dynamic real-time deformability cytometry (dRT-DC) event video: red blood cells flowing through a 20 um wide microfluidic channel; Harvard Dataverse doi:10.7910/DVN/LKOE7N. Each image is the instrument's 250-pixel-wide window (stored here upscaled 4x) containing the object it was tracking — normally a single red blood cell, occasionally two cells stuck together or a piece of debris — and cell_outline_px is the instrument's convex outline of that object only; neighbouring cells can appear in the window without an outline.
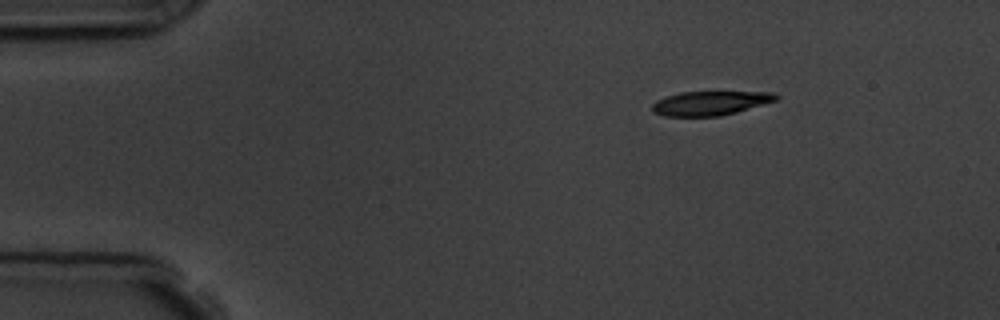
{"species": "common noctule bat (a hibernating species)", "species_latin": "Nyctalus noctula", "temperature_condition": "room temperature", "stored_images_in_passage": 4, "camera_frame_rate_fps": 3000, "um_per_image_px": 0.085, "animal": {"sex": "male", "body_mass_g": 19.5, "forearm_length_mm": 54.6}, "frame": {"image": 1, "passage_image": 1, "time_ms": 0.0, "image_size_px": [1000, 320], "cell_outline_px": [[780, 96], [776, 100], [736, 112], [720, 116], [664, 116], [652, 112], [652, 104], [656, 100], [680, 92], [772, 92]], "centroid_in_image_um": [60.34, 8.77], "position_along_channel_um": 24.7, "area_um2": 17.28}}
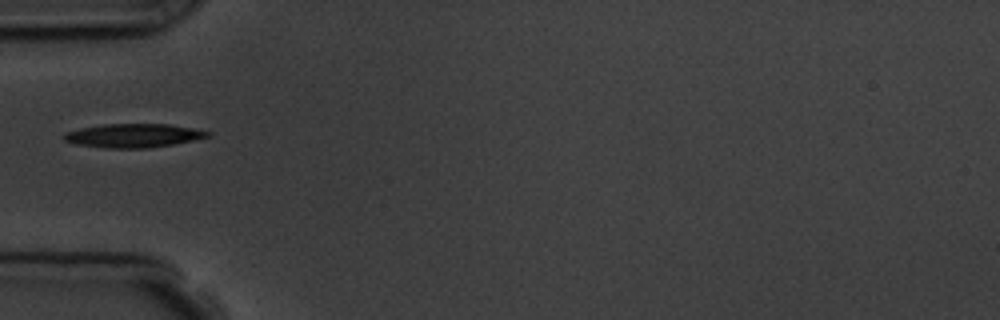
{"frame": {"image": 2, "passage_image": 4, "time_ms": 3.333, "image_size_px": [1000, 320], "cell_outline_px": [[212, 136], [172, 144], [148, 148], [112, 148], [76, 144], [64, 140], [64, 132], [80, 128], [100, 124], [168, 124], [200, 128], [212, 132]], "centroid_in_image_um": [11.4, 11.51], "position_along_channel_um": 73.6, "area_um2": 20.0}}